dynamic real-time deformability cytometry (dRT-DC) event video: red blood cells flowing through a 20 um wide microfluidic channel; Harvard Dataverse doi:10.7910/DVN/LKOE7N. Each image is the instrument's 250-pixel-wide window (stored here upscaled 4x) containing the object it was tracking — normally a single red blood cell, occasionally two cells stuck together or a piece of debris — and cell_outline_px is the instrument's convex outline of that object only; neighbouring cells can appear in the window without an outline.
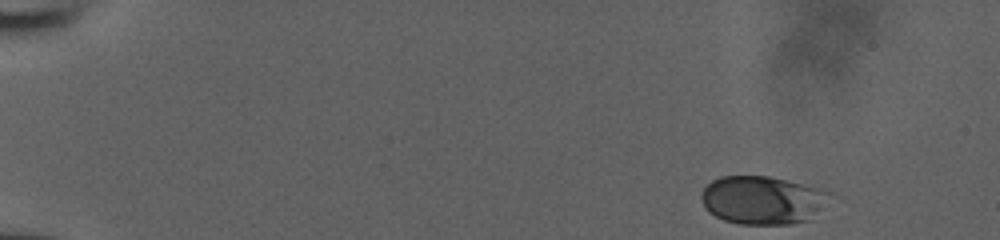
{"species": "human", "species_latin": "Homo sapiens", "temperature_condition": "room temperature", "stored_images_in_passage": 8, "camera_frame_rate_fps": 3000, "um_per_image_px": 0.085, "donor": {"sex": "male"}, "frame": {"image": 1, "passage_image": 1, "time_ms": 0.0, "image_size_px": [1000, 240], "cell_outline_px": [[828, 192], [808, 220], [792, 224], [740, 224], [724, 220], [708, 212], [704, 208], [700, 196], [704, 188], [712, 180], [720, 176], [768, 176], [800, 184]], "centroid_in_image_um": [64.63, 17.01], "position_along_channel_um": 20.4, "area_um2": 34.97}}